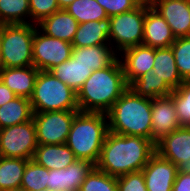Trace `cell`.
<instances>
[{
	"mask_svg": "<svg viewBox=\"0 0 190 191\" xmlns=\"http://www.w3.org/2000/svg\"><path fill=\"white\" fill-rule=\"evenodd\" d=\"M35 24L0 25L1 68L33 65Z\"/></svg>",
	"mask_w": 190,
	"mask_h": 191,
	"instance_id": "obj_6",
	"label": "cell"
},
{
	"mask_svg": "<svg viewBox=\"0 0 190 191\" xmlns=\"http://www.w3.org/2000/svg\"><path fill=\"white\" fill-rule=\"evenodd\" d=\"M79 191H118L117 177L95 167L82 182Z\"/></svg>",
	"mask_w": 190,
	"mask_h": 191,
	"instance_id": "obj_31",
	"label": "cell"
},
{
	"mask_svg": "<svg viewBox=\"0 0 190 191\" xmlns=\"http://www.w3.org/2000/svg\"><path fill=\"white\" fill-rule=\"evenodd\" d=\"M118 191H148L142 171L117 177Z\"/></svg>",
	"mask_w": 190,
	"mask_h": 191,
	"instance_id": "obj_35",
	"label": "cell"
},
{
	"mask_svg": "<svg viewBox=\"0 0 190 191\" xmlns=\"http://www.w3.org/2000/svg\"><path fill=\"white\" fill-rule=\"evenodd\" d=\"M96 165L87 160H76L67 168L49 170L47 189L50 191H79L82 182Z\"/></svg>",
	"mask_w": 190,
	"mask_h": 191,
	"instance_id": "obj_11",
	"label": "cell"
},
{
	"mask_svg": "<svg viewBox=\"0 0 190 191\" xmlns=\"http://www.w3.org/2000/svg\"><path fill=\"white\" fill-rule=\"evenodd\" d=\"M38 146L33 119L0 129V156L33 159Z\"/></svg>",
	"mask_w": 190,
	"mask_h": 191,
	"instance_id": "obj_8",
	"label": "cell"
},
{
	"mask_svg": "<svg viewBox=\"0 0 190 191\" xmlns=\"http://www.w3.org/2000/svg\"><path fill=\"white\" fill-rule=\"evenodd\" d=\"M71 56L92 71L104 69L119 58L118 53L110 45L73 47Z\"/></svg>",
	"mask_w": 190,
	"mask_h": 191,
	"instance_id": "obj_21",
	"label": "cell"
},
{
	"mask_svg": "<svg viewBox=\"0 0 190 191\" xmlns=\"http://www.w3.org/2000/svg\"><path fill=\"white\" fill-rule=\"evenodd\" d=\"M120 56L125 80L130 86L140 76L153 70L155 48L137 45L125 49Z\"/></svg>",
	"mask_w": 190,
	"mask_h": 191,
	"instance_id": "obj_15",
	"label": "cell"
},
{
	"mask_svg": "<svg viewBox=\"0 0 190 191\" xmlns=\"http://www.w3.org/2000/svg\"><path fill=\"white\" fill-rule=\"evenodd\" d=\"M140 4H146L152 6L158 0H137Z\"/></svg>",
	"mask_w": 190,
	"mask_h": 191,
	"instance_id": "obj_41",
	"label": "cell"
},
{
	"mask_svg": "<svg viewBox=\"0 0 190 191\" xmlns=\"http://www.w3.org/2000/svg\"><path fill=\"white\" fill-rule=\"evenodd\" d=\"M155 153V143L150 139L108 131L96 168L119 177L141 171Z\"/></svg>",
	"mask_w": 190,
	"mask_h": 191,
	"instance_id": "obj_1",
	"label": "cell"
},
{
	"mask_svg": "<svg viewBox=\"0 0 190 191\" xmlns=\"http://www.w3.org/2000/svg\"><path fill=\"white\" fill-rule=\"evenodd\" d=\"M49 170L33 159L26 163L20 191H35L47 188Z\"/></svg>",
	"mask_w": 190,
	"mask_h": 191,
	"instance_id": "obj_30",
	"label": "cell"
},
{
	"mask_svg": "<svg viewBox=\"0 0 190 191\" xmlns=\"http://www.w3.org/2000/svg\"><path fill=\"white\" fill-rule=\"evenodd\" d=\"M151 112V141L155 144L162 137L169 135L171 132L181 127L174 100L170 95L152 99Z\"/></svg>",
	"mask_w": 190,
	"mask_h": 191,
	"instance_id": "obj_12",
	"label": "cell"
},
{
	"mask_svg": "<svg viewBox=\"0 0 190 191\" xmlns=\"http://www.w3.org/2000/svg\"><path fill=\"white\" fill-rule=\"evenodd\" d=\"M177 171L190 174V161H182L177 165Z\"/></svg>",
	"mask_w": 190,
	"mask_h": 191,
	"instance_id": "obj_39",
	"label": "cell"
},
{
	"mask_svg": "<svg viewBox=\"0 0 190 191\" xmlns=\"http://www.w3.org/2000/svg\"><path fill=\"white\" fill-rule=\"evenodd\" d=\"M107 133L108 119L105 113L79 111L73 119L66 145L77 160L91 161L96 165Z\"/></svg>",
	"mask_w": 190,
	"mask_h": 191,
	"instance_id": "obj_4",
	"label": "cell"
},
{
	"mask_svg": "<svg viewBox=\"0 0 190 191\" xmlns=\"http://www.w3.org/2000/svg\"><path fill=\"white\" fill-rule=\"evenodd\" d=\"M35 191H50V190H49V189H47V188H44V189L35 190Z\"/></svg>",
	"mask_w": 190,
	"mask_h": 191,
	"instance_id": "obj_42",
	"label": "cell"
},
{
	"mask_svg": "<svg viewBox=\"0 0 190 191\" xmlns=\"http://www.w3.org/2000/svg\"><path fill=\"white\" fill-rule=\"evenodd\" d=\"M105 10L108 17L119 15L136 8L140 3L137 0H96Z\"/></svg>",
	"mask_w": 190,
	"mask_h": 191,
	"instance_id": "obj_36",
	"label": "cell"
},
{
	"mask_svg": "<svg viewBox=\"0 0 190 191\" xmlns=\"http://www.w3.org/2000/svg\"><path fill=\"white\" fill-rule=\"evenodd\" d=\"M152 7L165 19L176 38L190 36V0H158Z\"/></svg>",
	"mask_w": 190,
	"mask_h": 191,
	"instance_id": "obj_13",
	"label": "cell"
},
{
	"mask_svg": "<svg viewBox=\"0 0 190 191\" xmlns=\"http://www.w3.org/2000/svg\"><path fill=\"white\" fill-rule=\"evenodd\" d=\"M72 49L71 43L48 36L36 27L32 52L33 66L39 71H51L70 58Z\"/></svg>",
	"mask_w": 190,
	"mask_h": 191,
	"instance_id": "obj_10",
	"label": "cell"
},
{
	"mask_svg": "<svg viewBox=\"0 0 190 191\" xmlns=\"http://www.w3.org/2000/svg\"><path fill=\"white\" fill-rule=\"evenodd\" d=\"M170 96L174 100L180 125L190 126V80H184Z\"/></svg>",
	"mask_w": 190,
	"mask_h": 191,
	"instance_id": "obj_32",
	"label": "cell"
},
{
	"mask_svg": "<svg viewBox=\"0 0 190 191\" xmlns=\"http://www.w3.org/2000/svg\"><path fill=\"white\" fill-rule=\"evenodd\" d=\"M30 24L29 0H0V25Z\"/></svg>",
	"mask_w": 190,
	"mask_h": 191,
	"instance_id": "obj_28",
	"label": "cell"
},
{
	"mask_svg": "<svg viewBox=\"0 0 190 191\" xmlns=\"http://www.w3.org/2000/svg\"><path fill=\"white\" fill-rule=\"evenodd\" d=\"M172 191H190V174L178 172Z\"/></svg>",
	"mask_w": 190,
	"mask_h": 191,
	"instance_id": "obj_37",
	"label": "cell"
},
{
	"mask_svg": "<svg viewBox=\"0 0 190 191\" xmlns=\"http://www.w3.org/2000/svg\"><path fill=\"white\" fill-rule=\"evenodd\" d=\"M33 160L48 170L63 169L77 159L74 152L63 144L38 145Z\"/></svg>",
	"mask_w": 190,
	"mask_h": 191,
	"instance_id": "obj_19",
	"label": "cell"
},
{
	"mask_svg": "<svg viewBox=\"0 0 190 191\" xmlns=\"http://www.w3.org/2000/svg\"><path fill=\"white\" fill-rule=\"evenodd\" d=\"M79 110L34 113L38 145L66 143L73 119Z\"/></svg>",
	"mask_w": 190,
	"mask_h": 191,
	"instance_id": "obj_9",
	"label": "cell"
},
{
	"mask_svg": "<svg viewBox=\"0 0 190 191\" xmlns=\"http://www.w3.org/2000/svg\"><path fill=\"white\" fill-rule=\"evenodd\" d=\"M176 40L165 19L152 7L146 10L142 45L152 48L170 47Z\"/></svg>",
	"mask_w": 190,
	"mask_h": 191,
	"instance_id": "obj_17",
	"label": "cell"
},
{
	"mask_svg": "<svg viewBox=\"0 0 190 191\" xmlns=\"http://www.w3.org/2000/svg\"><path fill=\"white\" fill-rule=\"evenodd\" d=\"M152 72L163 79L172 90L178 88L184 81L178 72L171 47L155 48Z\"/></svg>",
	"mask_w": 190,
	"mask_h": 191,
	"instance_id": "obj_23",
	"label": "cell"
},
{
	"mask_svg": "<svg viewBox=\"0 0 190 191\" xmlns=\"http://www.w3.org/2000/svg\"><path fill=\"white\" fill-rule=\"evenodd\" d=\"M149 6L139 4L133 10L109 17L110 46L119 55L125 49L142 45L146 10Z\"/></svg>",
	"mask_w": 190,
	"mask_h": 191,
	"instance_id": "obj_7",
	"label": "cell"
},
{
	"mask_svg": "<svg viewBox=\"0 0 190 191\" xmlns=\"http://www.w3.org/2000/svg\"><path fill=\"white\" fill-rule=\"evenodd\" d=\"M129 88L119 58L110 66L91 73L77 92L80 112L107 113Z\"/></svg>",
	"mask_w": 190,
	"mask_h": 191,
	"instance_id": "obj_2",
	"label": "cell"
},
{
	"mask_svg": "<svg viewBox=\"0 0 190 191\" xmlns=\"http://www.w3.org/2000/svg\"><path fill=\"white\" fill-rule=\"evenodd\" d=\"M74 0H57L58 6L60 9H65L68 5H70Z\"/></svg>",
	"mask_w": 190,
	"mask_h": 191,
	"instance_id": "obj_40",
	"label": "cell"
},
{
	"mask_svg": "<svg viewBox=\"0 0 190 191\" xmlns=\"http://www.w3.org/2000/svg\"><path fill=\"white\" fill-rule=\"evenodd\" d=\"M110 19L81 23L72 40L73 47H91L96 45H110Z\"/></svg>",
	"mask_w": 190,
	"mask_h": 191,
	"instance_id": "obj_22",
	"label": "cell"
},
{
	"mask_svg": "<svg viewBox=\"0 0 190 191\" xmlns=\"http://www.w3.org/2000/svg\"><path fill=\"white\" fill-rule=\"evenodd\" d=\"M29 5L30 24L35 25L60 10L57 0H29Z\"/></svg>",
	"mask_w": 190,
	"mask_h": 191,
	"instance_id": "obj_34",
	"label": "cell"
},
{
	"mask_svg": "<svg viewBox=\"0 0 190 191\" xmlns=\"http://www.w3.org/2000/svg\"><path fill=\"white\" fill-rule=\"evenodd\" d=\"M64 10L79 24L108 18L104 8L96 0H74Z\"/></svg>",
	"mask_w": 190,
	"mask_h": 191,
	"instance_id": "obj_29",
	"label": "cell"
},
{
	"mask_svg": "<svg viewBox=\"0 0 190 191\" xmlns=\"http://www.w3.org/2000/svg\"><path fill=\"white\" fill-rule=\"evenodd\" d=\"M137 95L151 99L169 96L173 90L156 73L147 72L129 86Z\"/></svg>",
	"mask_w": 190,
	"mask_h": 191,
	"instance_id": "obj_27",
	"label": "cell"
},
{
	"mask_svg": "<svg viewBox=\"0 0 190 191\" xmlns=\"http://www.w3.org/2000/svg\"><path fill=\"white\" fill-rule=\"evenodd\" d=\"M51 72L77 93L93 71L70 56L67 61L55 66Z\"/></svg>",
	"mask_w": 190,
	"mask_h": 191,
	"instance_id": "obj_25",
	"label": "cell"
},
{
	"mask_svg": "<svg viewBox=\"0 0 190 191\" xmlns=\"http://www.w3.org/2000/svg\"><path fill=\"white\" fill-rule=\"evenodd\" d=\"M79 23L66 10L60 9L43 19L37 27L46 35L72 43Z\"/></svg>",
	"mask_w": 190,
	"mask_h": 191,
	"instance_id": "obj_20",
	"label": "cell"
},
{
	"mask_svg": "<svg viewBox=\"0 0 190 191\" xmlns=\"http://www.w3.org/2000/svg\"><path fill=\"white\" fill-rule=\"evenodd\" d=\"M33 115L29 98L17 96L0 106V129L25 123L33 119Z\"/></svg>",
	"mask_w": 190,
	"mask_h": 191,
	"instance_id": "obj_24",
	"label": "cell"
},
{
	"mask_svg": "<svg viewBox=\"0 0 190 191\" xmlns=\"http://www.w3.org/2000/svg\"><path fill=\"white\" fill-rule=\"evenodd\" d=\"M156 153L173 162L190 161V126H181L155 144Z\"/></svg>",
	"mask_w": 190,
	"mask_h": 191,
	"instance_id": "obj_16",
	"label": "cell"
},
{
	"mask_svg": "<svg viewBox=\"0 0 190 191\" xmlns=\"http://www.w3.org/2000/svg\"><path fill=\"white\" fill-rule=\"evenodd\" d=\"M148 191H172L177 166L155 153L141 170Z\"/></svg>",
	"mask_w": 190,
	"mask_h": 191,
	"instance_id": "obj_14",
	"label": "cell"
},
{
	"mask_svg": "<svg viewBox=\"0 0 190 191\" xmlns=\"http://www.w3.org/2000/svg\"><path fill=\"white\" fill-rule=\"evenodd\" d=\"M0 68H1V44H0Z\"/></svg>",
	"mask_w": 190,
	"mask_h": 191,
	"instance_id": "obj_43",
	"label": "cell"
},
{
	"mask_svg": "<svg viewBox=\"0 0 190 191\" xmlns=\"http://www.w3.org/2000/svg\"><path fill=\"white\" fill-rule=\"evenodd\" d=\"M39 70L33 65L26 67L0 68V80L17 96H32Z\"/></svg>",
	"mask_w": 190,
	"mask_h": 191,
	"instance_id": "obj_18",
	"label": "cell"
},
{
	"mask_svg": "<svg viewBox=\"0 0 190 191\" xmlns=\"http://www.w3.org/2000/svg\"><path fill=\"white\" fill-rule=\"evenodd\" d=\"M152 99L137 95L130 87L106 113L108 131L119 135L142 136L151 140Z\"/></svg>",
	"mask_w": 190,
	"mask_h": 191,
	"instance_id": "obj_3",
	"label": "cell"
},
{
	"mask_svg": "<svg viewBox=\"0 0 190 191\" xmlns=\"http://www.w3.org/2000/svg\"><path fill=\"white\" fill-rule=\"evenodd\" d=\"M17 95L11 91L1 80H0V106L16 98Z\"/></svg>",
	"mask_w": 190,
	"mask_h": 191,
	"instance_id": "obj_38",
	"label": "cell"
},
{
	"mask_svg": "<svg viewBox=\"0 0 190 191\" xmlns=\"http://www.w3.org/2000/svg\"><path fill=\"white\" fill-rule=\"evenodd\" d=\"M170 47L181 78L190 80V36L176 38Z\"/></svg>",
	"mask_w": 190,
	"mask_h": 191,
	"instance_id": "obj_33",
	"label": "cell"
},
{
	"mask_svg": "<svg viewBox=\"0 0 190 191\" xmlns=\"http://www.w3.org/2000/svg\"><path fill=\"white\" fill-rule=\"evenodd\" d=\"M30 102L34 113L79 110L77 93L51 71H39Z\"/></svg>",
	"mask_w": 190,
	"mask_h": 191,
	"instance_id": "obj_5",
	"label": "cell"
},
{
	"mask_svg": "<svg viewBox=\"0 0 190 191\" xmlns=\"http://www.w3.org/2000/svg\"><path fill=\"white\" fill-rule=\"evenodd\" d=\"M29 160L0 156V191H20Z\"/></svg>",
	"mask_w": 190,
	"mask_h": 191,
	"instance_id": "obj_26",
	"label": "cell"
}]
</instances>
